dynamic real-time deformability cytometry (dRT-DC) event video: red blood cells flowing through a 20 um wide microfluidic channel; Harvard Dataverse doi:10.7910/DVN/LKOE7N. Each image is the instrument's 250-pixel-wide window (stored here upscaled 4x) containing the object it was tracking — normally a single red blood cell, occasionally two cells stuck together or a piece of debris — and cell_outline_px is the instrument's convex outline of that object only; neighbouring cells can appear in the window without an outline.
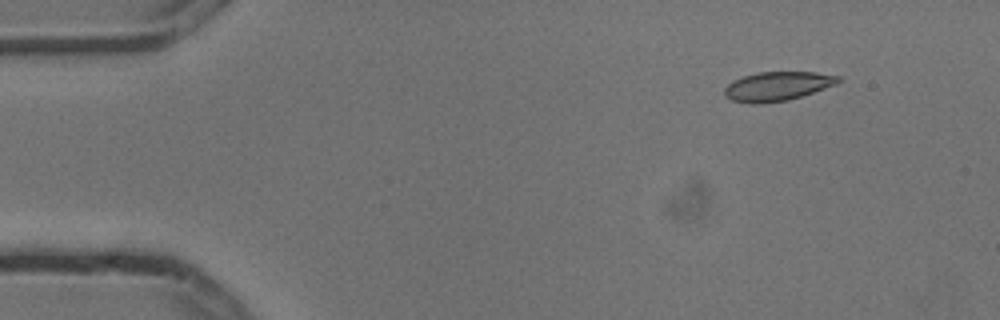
{"species": "common noctule bat (a hibernating species)", "species_latin": "Nyctalus noctula", "temperature_condition": "cold", "stored_images_in_passage": 9, "camera_frame_rate_fps": 3000, "um_per_image_px": 0.085, "animal": {"sex": "male", "body_mass_g": 13.3}, "frame": {"image": 1, "passage_image": 2, "time_ms": 0.333, "image_size_px": [1000, 320], "cell_outline_px": [[840, 80], [836, 84], [788, 100], [760, 104], [752, 104], [732, 100], [724, 96], [724, 88], [732, 80], [756, 72], [816, 72], [840, 76]], "centroid_in_image_um": [66.03, 7.33], "position_along_channel_um": 19.0, "area_um2": 19.25}}
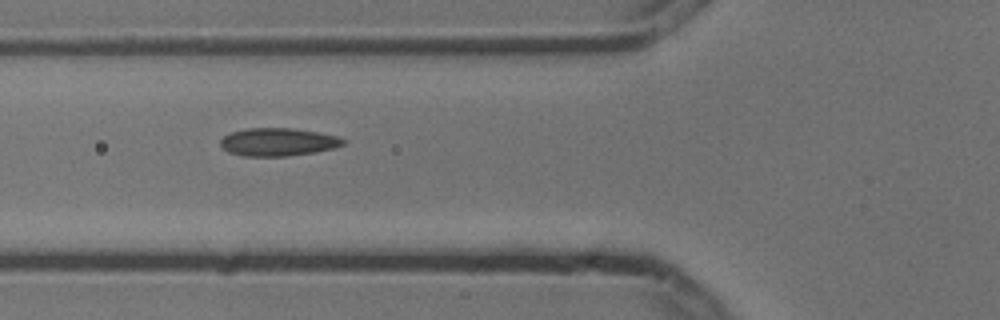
{"frame": {"image": 2, "passage_image": 6, "time_ms": 1.667, "image_size_px": [1000, 320], "cell_outline_px": [[344, 144], [332, 148], [316, 152], [284, 156], [244, 156], [228, 152], [220, 144], [220, 140], [224, 136], [232, 132], [248, 128], [292, 128], [316, 132], [336, 136], [344, 140]], "centroid_in_image_um": [23.6, 12.07], "position_along_channel_um": 102.2, "area_um2": 19.71}}
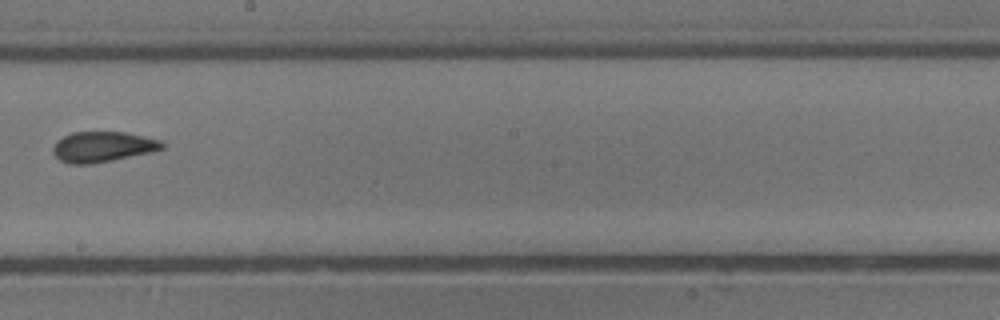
{"frame": {"image": 3, "passage_image": 9, "time_ms": 2.667, "image_size_px": [1000, 320], "cell_outline_px": [[164, 148], [152, 152], [92, 164], [68, 164], [60, 160], [52, 152], [52, 148], [56, 140], [72, 132], [124, 132], [144, 136], [160, 140], [164, 144]], "centroid_in_image_um": [8.7, 12.48], "position_along_channel_um": 239.5, "area_um2": 19.42}}